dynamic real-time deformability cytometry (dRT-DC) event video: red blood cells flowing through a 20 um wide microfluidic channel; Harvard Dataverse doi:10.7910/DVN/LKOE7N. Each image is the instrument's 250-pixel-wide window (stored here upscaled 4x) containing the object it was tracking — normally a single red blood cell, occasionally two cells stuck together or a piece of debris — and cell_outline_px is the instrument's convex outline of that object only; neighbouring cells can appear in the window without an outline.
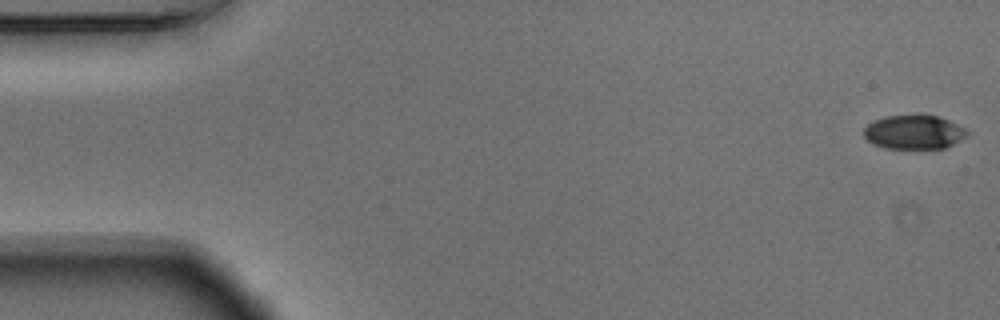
{"species": "Egyptian fruit bat (a non-hibernating species)", "species_latin": "Rousettus aegyptiacus", "temperature_condition": "warm", "stored_images_in_passage": 51, "camera_frame_rate_fps": 3000, "um_per_image_px": 0.085, "animal": {"sex": "male"}, "frame": {"image": 1, "passage_image": 1, "time_ms": 0.0, "image_size_px": [1000, 320], "cell_outline_px": [[968, 136], [944, 148], [884, 148], [872, 144], [864, 136], [864, 128], [872, 120], [884, 116], [936, 116], [948, 120], [964, 128], [968, 132]], "centroid_in_image_um": [77.65, 11.24], "position_along_channel_um": 7.4, "area_um2": 20.23}}
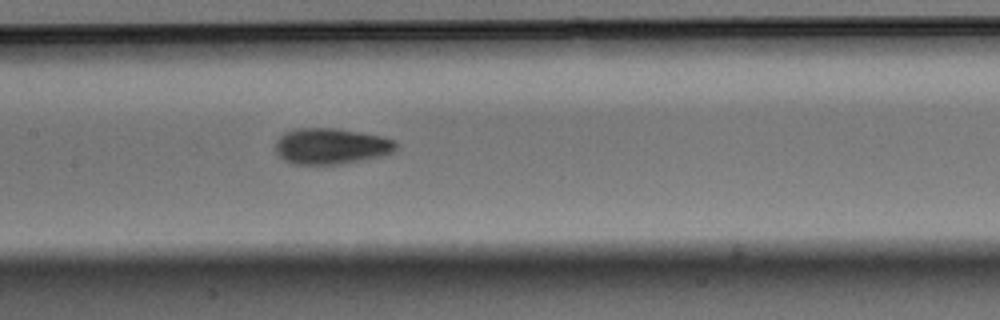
{"frame": {"image": 2, "passage_image": 26, "time_ms": 8.333, "image_size_px": [1000, 320], "cell_outline_px": [[396, 148], [392, 152], [384, 156], [340, 164], [292, 164], [284, 160], [276, 152], [276, 140], [284, 132], [296, 128], [336, 128], [384, 136], [396, 140]], "centroid_in_image_um": [28.16, 12.42], "position_along_channel_um": 179.2, "area_um2": 25.49}}
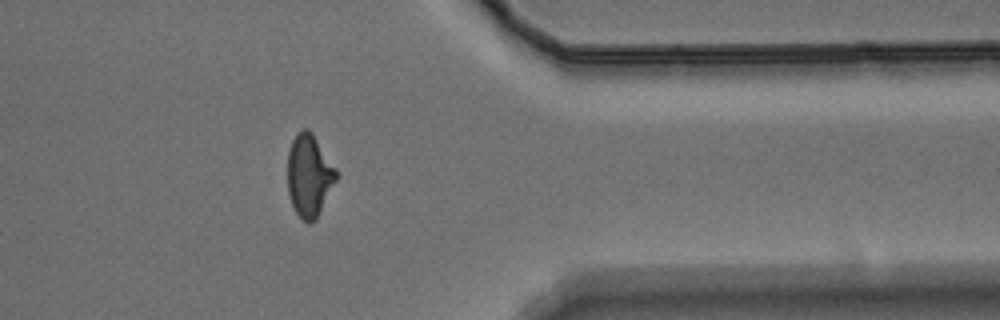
{"frame": {"image": 3, "passage_image": 44, "time_ms": 14.333, "image_size_px": [1000, 320], "cell_outline_px": [[336, 180], [316, 220], [308, 224], [296, 212], [292, 204], [288, 192], [288, 152], [292, 140], [296, 132], [304, 128], [308, 128], [312, 132], [336, 168]], "centroid_in_image_um": [26.27, 14.89], "position_along_channel_um": 385.1, "area_um2": 23.24}}